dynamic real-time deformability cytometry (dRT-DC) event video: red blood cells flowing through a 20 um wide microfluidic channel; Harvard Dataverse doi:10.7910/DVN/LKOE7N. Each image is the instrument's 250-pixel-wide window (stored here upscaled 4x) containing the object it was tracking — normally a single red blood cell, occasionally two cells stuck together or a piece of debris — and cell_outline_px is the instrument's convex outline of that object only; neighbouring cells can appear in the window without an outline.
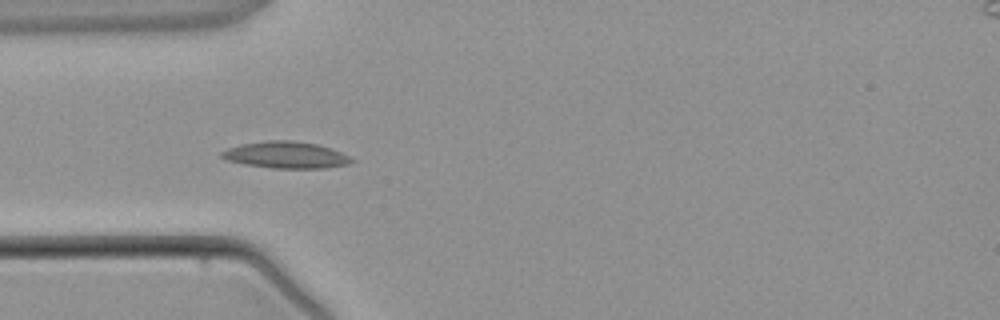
{"species": "common noctule bat (a hibernating species)", "species_latin": "Nyctalus noctula", "temperature_condition": "warm", "stored_images_in_passage": 4, "camera_frame_rate_fps": 3000, "um_per_image_px": 0.085, "animal": {"sex": "male", "body_mass_g": 21.5, "forearm_length_mm": 52.0}, "frame": {"image": 1, "passage_image": 3, "time_ms": 3.333, "image_size_px": [1000, 320], "cell_outline_px": [[356, 160], [348, 164], [328, 168], [272, 168], [244, 164], [228, 160], [220, 156], [220, 152], [228, 148], [240, 144], [268, 140], [288, 140], [316, 144], [340, 152]], "centroid_in_image_um": [24.28, 13.17], "position_along_channel_um": 60.7, "area_um2": 20.06}}
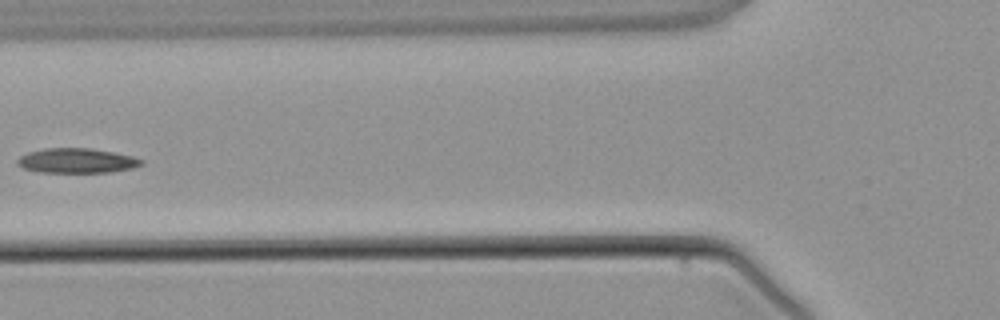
{"frame": {"image": 2, "passage_image": 4, "time_ms": 4.667, "image_size_px": [1000, 320], "cell_outline_px": [[144, 164], [132, 168], [112, 172], [40, 172], [24, 168], [16, 164], [16, 160], [20, 156], [28, 152], [44, 148], [92, 148], [132, 156], [144, 160]], "centroid_in_image_um": [6.53, 13.65], "position_along_channel_um": 119.3, "area_um2": 17.92}}